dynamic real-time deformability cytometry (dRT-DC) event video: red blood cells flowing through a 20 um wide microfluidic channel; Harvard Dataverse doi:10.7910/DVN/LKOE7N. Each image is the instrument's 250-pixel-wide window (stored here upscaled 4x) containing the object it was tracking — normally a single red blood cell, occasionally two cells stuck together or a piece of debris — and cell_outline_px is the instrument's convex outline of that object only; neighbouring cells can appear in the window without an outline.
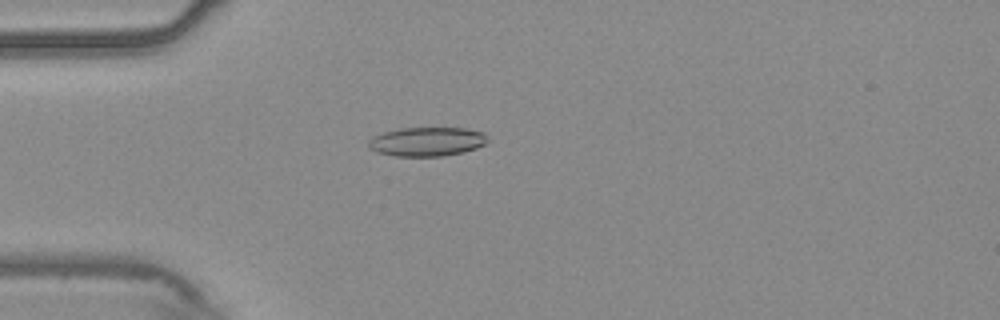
{"species": "common noctule bat (a hibernating species)", "species_latin": "Nyctalus noctula", "temperature_condition": "warm", "stored_images_in_passage": 54, "camera_frame_rate_fps": 3000, "um_per_image_px": 0.085, "animal": {"sex": "male", "body_mass_g": 20.4}, "frame": {"image": 1, "passage_image": 15, "time_ms": 4.667, "image_size_px": [1000, 320], "cell_outline_px": [[488, 140], [484, 144], [476, 148], [464, 152], [444, 156], [392, 156], [376, 152], [368, 148], [368, 140], [372, 136], [384, 132], [400, 128], [464, 128], [484, 132], [488, 136]], "centroid_in_image_um": [36.27, 12.04], "position_along_channel_um": 48.7, "area_um2": 20.4}}
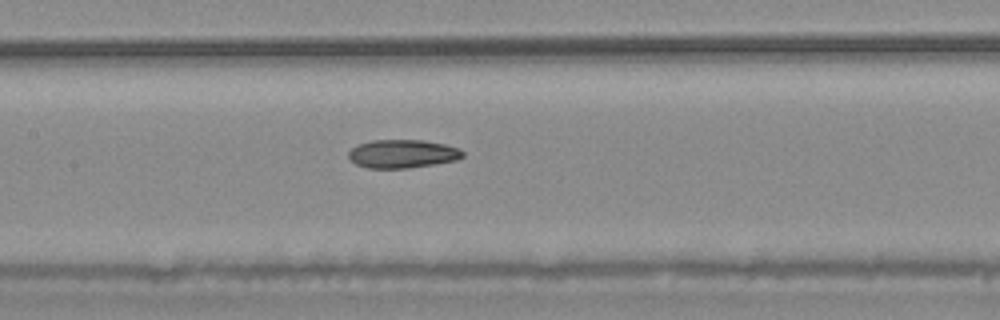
{"frame": {"image": 2, "passage_image": 26, "time_ms": 8.333, "image_size_px": [1000, 320], "cell_outline_px": [[464, 156], [456, 160], [408, 168], [368, 168], [356, 164], [348, 156], [348, 152], [352, 148], [360, 144], [372, 140], [424, 140], [444, 144], [460, 148], [464, 152]], "centroid_in_image_um": [34.23, 13.07], "position_along_channel_um": 173.2, "area_um2": 18.79}}
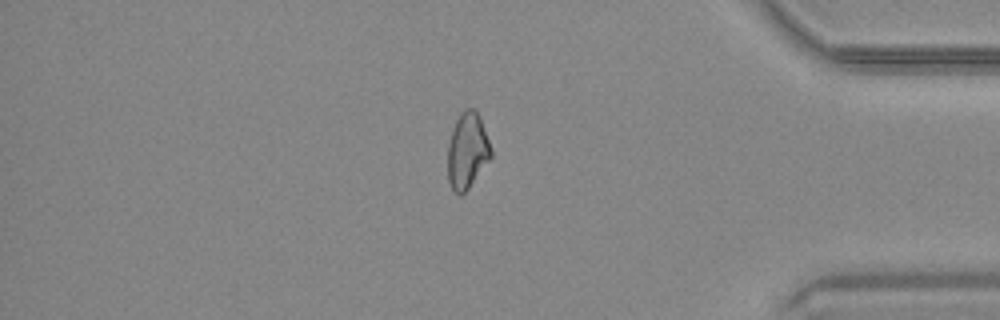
{"frame": {"image": 3, "passage_image": 46, "time_ms": 15.0, "image_size_px": [1000, 320], "cell_outline_px": [[492, 156], [468, 188], [460, 196], [452, 188], [448, 180], [448, 144], [456, 120], [460, 112], [464, 108], [476, 108], [480, 116], [492, 148]], "centroid_in_image_um": [39.73, 12.76], "position_along_channel_um": 395.5, "area_um2": 19.13}, "authors_computed_cell_mechanics": {"area_um2": 19.8543, "velocity_mm_per_s": 3.76, "shape_relaxation_time_tau1_ms": null, "shape_relaxation_time_tau2_ms": 4.6551, "deformation_change_tau1": null, "deformation_change_tau2": 0.1136}}